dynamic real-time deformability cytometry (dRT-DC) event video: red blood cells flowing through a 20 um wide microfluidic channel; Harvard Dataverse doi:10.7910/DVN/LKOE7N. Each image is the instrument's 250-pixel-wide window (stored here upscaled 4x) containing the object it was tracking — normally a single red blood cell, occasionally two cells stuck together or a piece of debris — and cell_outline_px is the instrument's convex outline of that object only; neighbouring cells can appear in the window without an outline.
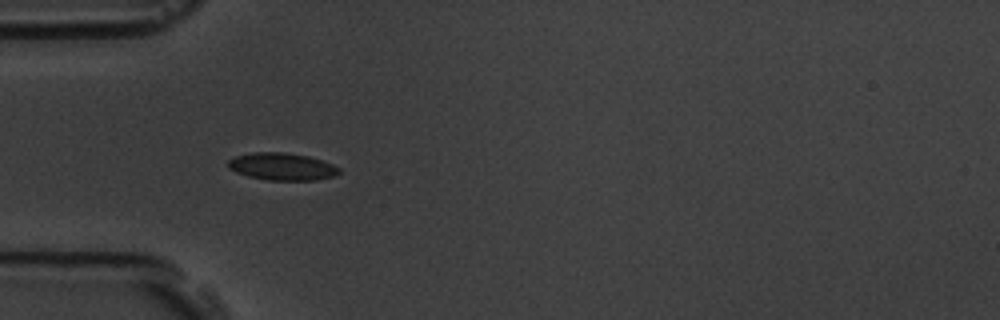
{"species": "common noctule bat (a hibernating species)", "species_latin": "Nyctalus noctula", "temperature_condition": "room temperature", "stored_images_in_passage": 5, "camera_frame_rate_fps": 3000, "um_per_image_px": 0.085, "animal": {"sex": "male", "body_mass_g": 19.5, "forearm_length_mm": 54.6}, "frame": {"image": 1, "passage_image": 4, "time_ms": 4.667, "image_size_px": [1000, 320], "cell_outline_px": [[340, 172], [336, 176], [316, 180], [268, 180], [248, 176], [236, 172], [228, 168], [228, 160], [236, 156], [252, 152], [284, 152], [308, 156], [332, 164], [340, 168]], "centroid_in_image_um": [23.98, 14.16], "position_along_channel_um": 61.0, "area_um2": 17.69}}
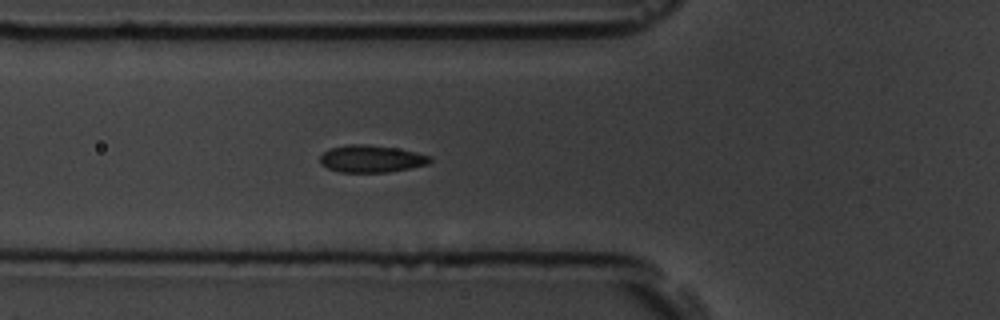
{"frame": {"image": 2, "passage_image": 5, "time_ms": 5.667, "image_size_px": [1000, 320], "cell_outline_px": [[432, 160], [428, 164], [388, 172], [340, 172], [328, 168], [320, 164], [320, 156], [328, 148], [348, 144], [364, 144], [396, 148], [416, 152], [432, 156]], "centroid_in_image_um": [31.54, 13.49], "position_along_channel_um": 94.3, "area_um2": 17.46}}